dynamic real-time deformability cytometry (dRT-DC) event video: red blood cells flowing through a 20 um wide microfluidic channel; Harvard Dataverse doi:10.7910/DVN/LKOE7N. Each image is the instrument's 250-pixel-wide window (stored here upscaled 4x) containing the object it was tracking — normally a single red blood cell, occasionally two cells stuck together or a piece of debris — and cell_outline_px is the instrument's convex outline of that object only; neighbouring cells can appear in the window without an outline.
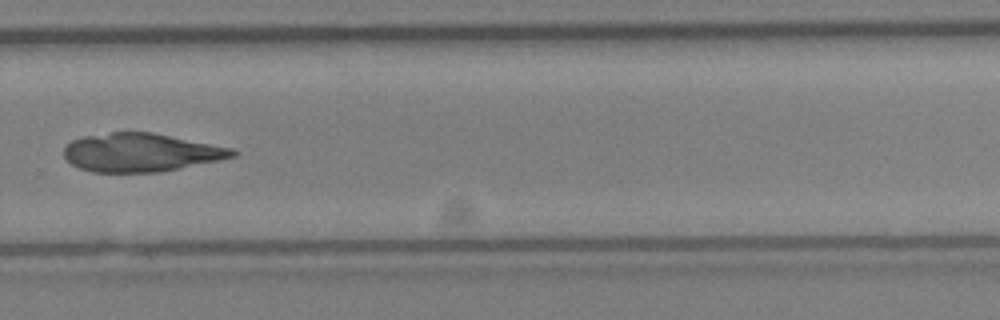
{"species": "Egyptian fruit bat (a non-hibernating species)", "species_latin": "Rousettus aegyptiacus", "temperature_condition": "cold", "stored_images_in_passage": 36, "camera_frame_rate_fps": 3000, "um_per_image_px": 0.085, "animal": {"sex": "female"}, "frame": {"image": 1, "passage_image": 24, "time_ms": 7.667, "image_size_px": [1000, 320], "cell_outline_px": [[240, 152], [236, 156], [220, 160], [160, 172], [92, 172], [80, 168], [72, 164], [64, 156], [64, 148], [72, 140], [84, 136], [112, 132], [152, 132], [232, 148]], "centroid_in_image_um": [12.0, 12.96], "position_along_channel_um": 317.8, "area_um2": 37.63}}
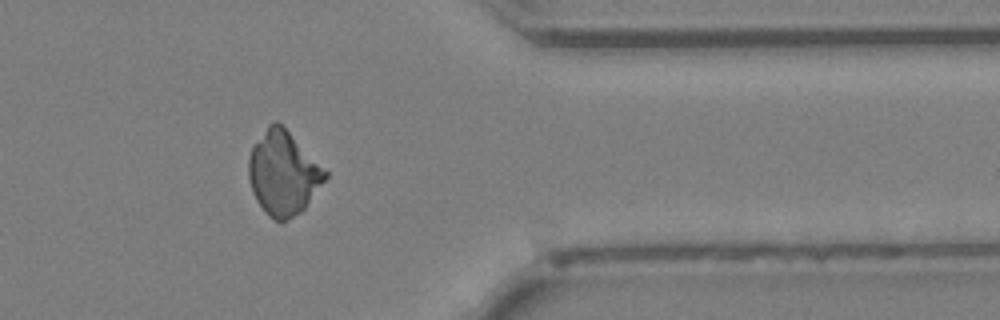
{"frame": {"image": 2, "passage_image": 29, "time_ms": 9.333, "image_size_px": [1000, 320], "cell_outline_px": [[328, 176], [304, 208], [300, 212], [288, 220], [276, 220], [268, 216], [264, 212], [256, 200], [252, 192], [248, 180], [248, 160], [252, 148], [268, 124], [272, 120], [276, 120], [328, 172]], "centroid_in_image_um": [24.04, 14.74], "position_along_channel_um": 387.4, "area_um2": 36.88}}
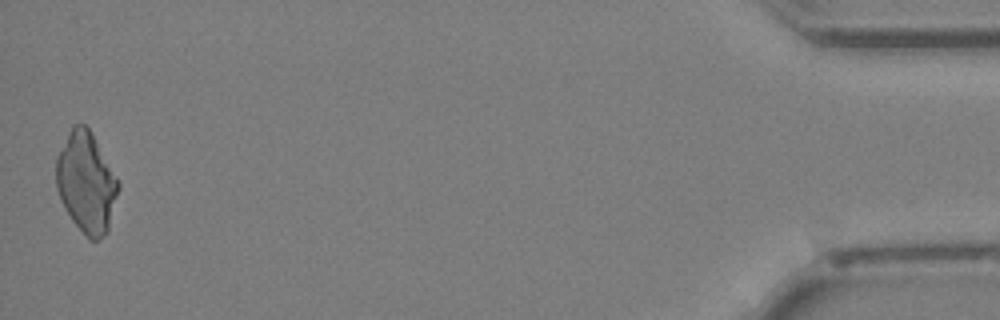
{"frame": {"image": 3, "passage_image": 36, "time_ms": 11.667, "image_size_px": [1000, 320], "cell_outline_px": [[120, 188], [108, 232], [100, 240], [88, 240], [72, 220], [64, 208], [56, 188], [56, 156], [72, 124], [84, 124], [92, 132], [120, 184]], "centroid_in_image_um": [7.33, 15.53], "position_along_channel_um": 427.9, "area_um2": 36.76}}